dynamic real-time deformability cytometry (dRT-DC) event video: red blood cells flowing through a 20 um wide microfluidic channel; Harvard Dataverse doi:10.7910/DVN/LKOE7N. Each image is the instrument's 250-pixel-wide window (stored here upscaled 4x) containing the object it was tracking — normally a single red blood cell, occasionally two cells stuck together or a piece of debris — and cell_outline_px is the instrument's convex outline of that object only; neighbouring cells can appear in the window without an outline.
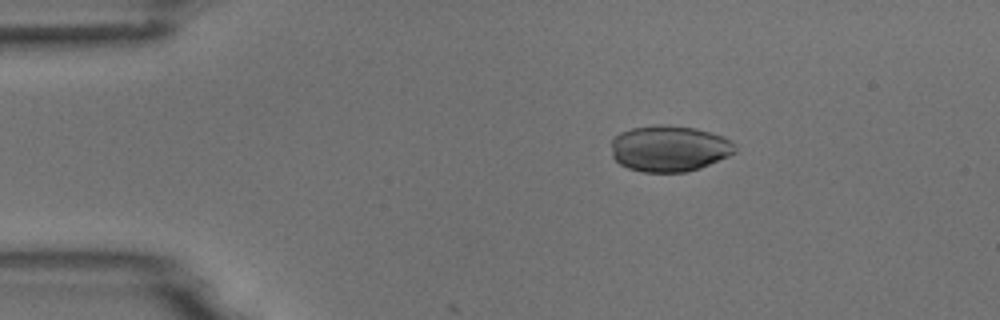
{"species": "common noctule bat (a hibernating species)", "species_latin": "Nyctalus noctula", "temperature_condition": "room temperature", "stored_images_in_passage": 6, "camera_frame_rate_fps": 3000, "um_per_image_px": 0.085, "animal": {"sex": "male", "body_mass_g": 18.8}, "frame": {"image": 1, "passage_image": 3, "time_ms": 2.333, "image_size_px": [1000, 320], "cell_outline_px": [[736, 152], [728, 156], [700, 168], [684, 172], [644, 172], [628, 168], [620, 164], [612, 156], [612, 140], [620, 132], [632, 128], [656, 124], [664, 124], [696, 128], [712, 132], [724, 136], [732, 140], [736, 144]], "centroid_in_image_um": [56.92, 12.61], "position_along_channel_um": 28.1, "area_um2": 33.52}}
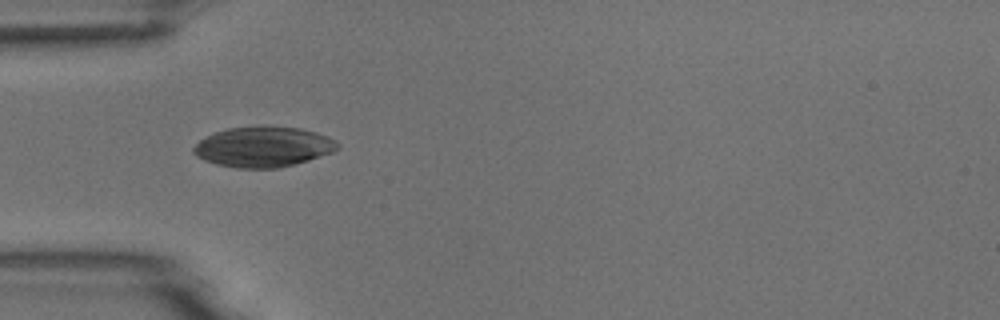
{"frame": {"image": 2, "passage_image": 5, "time_ms": 4.667, "image_size_px": [1000, 320], "cell_outline_px": [[340, 148], [332, 152], [308, 160], [280, 168], [236, 168], [216, 164], [204, 160], [196, 156], [192, 152], [192, 148], [200, 140], [216, 132], [228, 128], [264, 124], [300, 128], [316, 132], [328, 136], [336, 140], [340, 144]], "centroid_in_image_um": [22.4, 12.46], "position_along_channel_um": 62.6, "area_um2": 34.33}}